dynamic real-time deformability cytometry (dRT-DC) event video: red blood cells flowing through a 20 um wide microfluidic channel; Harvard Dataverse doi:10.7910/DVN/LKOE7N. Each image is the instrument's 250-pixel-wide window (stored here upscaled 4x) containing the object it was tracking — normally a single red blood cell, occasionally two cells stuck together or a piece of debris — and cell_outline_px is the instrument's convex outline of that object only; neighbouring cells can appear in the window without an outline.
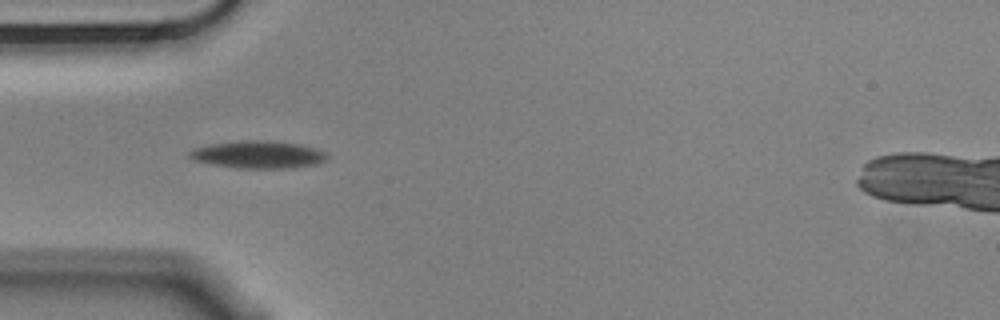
{"species": "Egyptian fruit bat (a non-hibernating species)", "species_latin": "Rousettus aegyptiacus", "temperature_condition": "cold", "stored_images_in_passage": 41, "camera_frame_rate_fps": 3000, "um_per_image_px": 0.085, "animal": {"sex": "male"}, "frame": {"image": 1, "passage_image": 1, "time_ms": 0.0, "image_size_px": [1000, 320], "cell_outline_px": [[328, 156], [324, 160], [316, 164], [292, 168], [240, 168], [192, 160], [188, 156], [188, 152], [196, 148], [212, 144], [248, 140], [264, 140], [300, 144], [316, 148], [324, 152]], "centroid_in_image_um": [21.97, 13.14], "position_along_channel_um": 63.0, "area_um2": 21.68}}
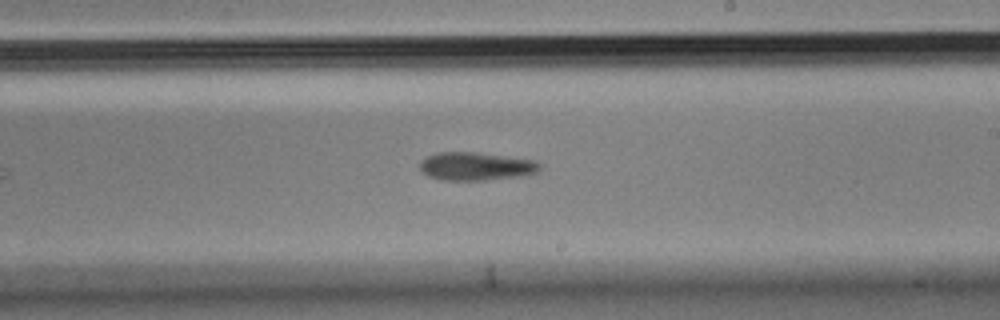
{"frame": {"image": 2, "passage_image": 17, "time_ms": 5.333, "image_size_px": [1000, 320], "cell_outline_px": [[540, 168], [536, 172], [520, 176], [484, 180], [440, 180], [428, 176], [420, 168], [420, 160], [436, 152], [476, 152], [536, 160], [540, 164]], "centroid_in_image_um": [40.43, 14.13], "position_along_channel_um": 248.6, "area_um2": 19.65}}
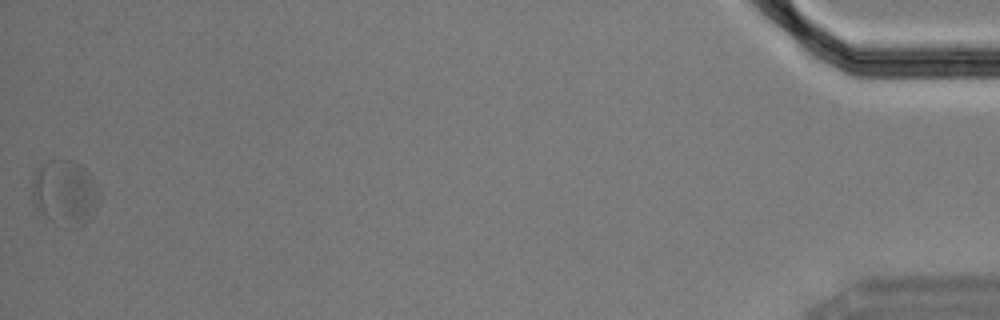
{"frame": {"image": 3, "passage_image": 41, "time_ms": 13.333, "image_size_px": [1000, 320], "cell_outline_px": [[100, 196], [96, 208], [88, 220], [84, 224], [76, 228], [64, 228], [56, 224], [36, 208], [32, 200], [32, 176], [44, 164], [52, 160], [72, 160], [80, 164], [92, 176], [100, 188]], "centroid_in_image_um": [5.54, 16.4], "position_along_channel_um": 429.7, "area_um2": 25.78}, "authors_computed_cell_mechanics": {"area_um2": 20.4034, "velocity_mm_per_s": 3.4914, "shape_relaxation_time_tau1_ms": null, "shape_relaxation_time_tau2_ms": 7.5811, "deformation_change_tau1": null, "deformation_change_tau2": 0.1756}}